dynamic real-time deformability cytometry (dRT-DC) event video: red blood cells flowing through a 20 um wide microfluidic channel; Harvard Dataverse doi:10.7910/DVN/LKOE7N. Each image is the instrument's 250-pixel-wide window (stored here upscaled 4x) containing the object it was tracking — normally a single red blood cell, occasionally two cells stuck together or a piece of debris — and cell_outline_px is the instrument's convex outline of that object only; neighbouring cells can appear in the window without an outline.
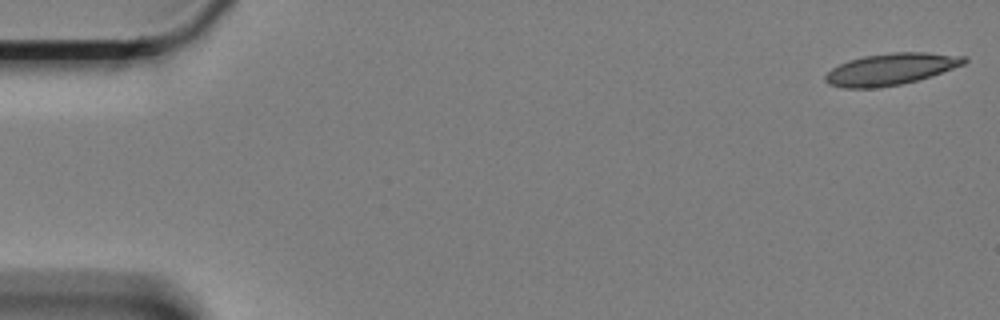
{"species": "Egyptian fruit bat (a non-hibernating species)", "species_latin": "Rousettus aegyptiacus", "temperature_condition": "cold", "stored_images_in_passage": 48, "camera_frame_rate_fps": 3000, "um_per_image_px": 0.085, "animal": {"sex": "female"}, "frame": {"image": 1, "passage_image": 1, "time_ms": 0.0, "image_size_px": [1000, 320], "cell_outline_px": [[968, 60], [964, 64], [916, 80], [900, 84], [876, 88], [844, 88], [828, 84], [824, 80], [824, 76], [832, 68], [848, 60], [864, 56], [892, 52], [924, 52], [968, 56]], "centroid_in_image_um": [75.69, 5.87], "position_along_channel_um": 9.3, "area_um2": 25.43}}
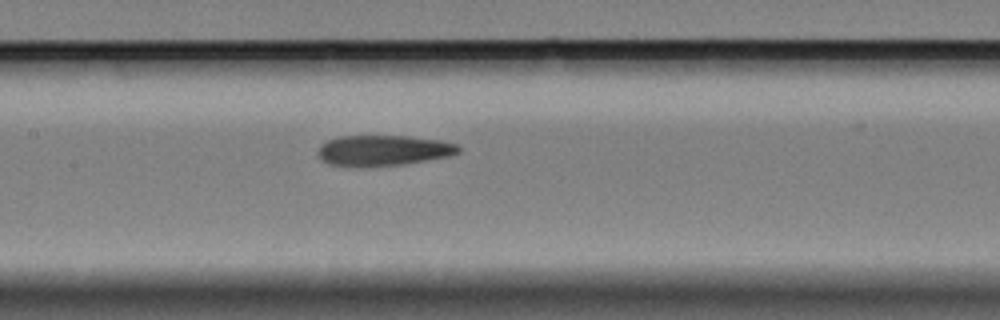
{"frame": {"image": 2, "passage_image": 28, "time_ms": 9.0, "image_size_px": [1000, 320], "cell_outline_px": [[460, 152], [448, 156], [404, 164], [360, 168], [328, 164], [316, 152], [320, 144], [328, 140], [340, 136], [408, 136], [440, 140], [456, 144], [460, 148]], "centroid_in_image_um": [32.54, 12.8], "position_along_channel_um": 174.9, "area_um2": 25.26}}
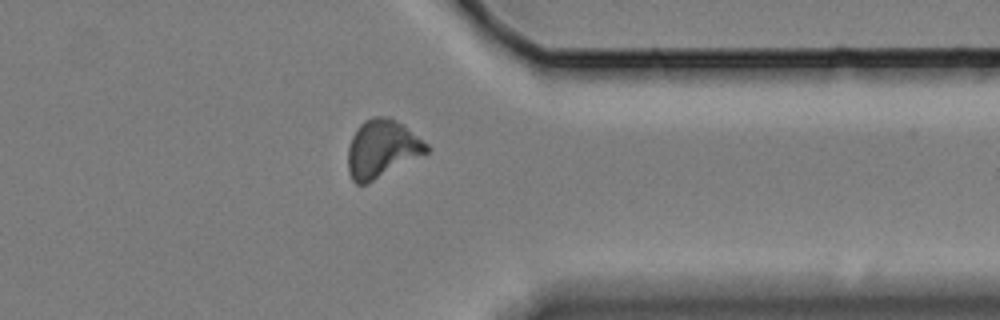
{"frame": {"image": 3, "passage_image": 47, "time_ms": 15.333, "image_size_px": [1000, 320], "cell_outline_px": [[432, 148], [428, 152], [364, 184], [356, 184], [352, 180], [348, 172], [348, 148], [352, 136], [360, 124], [364, 120], [372, 116], [392, 116], [404, 124], [428, 144]], "centroid_in_image_um": [32.47, 12.59], "position_along_channel_um": 378.9, "area_um2": 26.41}}